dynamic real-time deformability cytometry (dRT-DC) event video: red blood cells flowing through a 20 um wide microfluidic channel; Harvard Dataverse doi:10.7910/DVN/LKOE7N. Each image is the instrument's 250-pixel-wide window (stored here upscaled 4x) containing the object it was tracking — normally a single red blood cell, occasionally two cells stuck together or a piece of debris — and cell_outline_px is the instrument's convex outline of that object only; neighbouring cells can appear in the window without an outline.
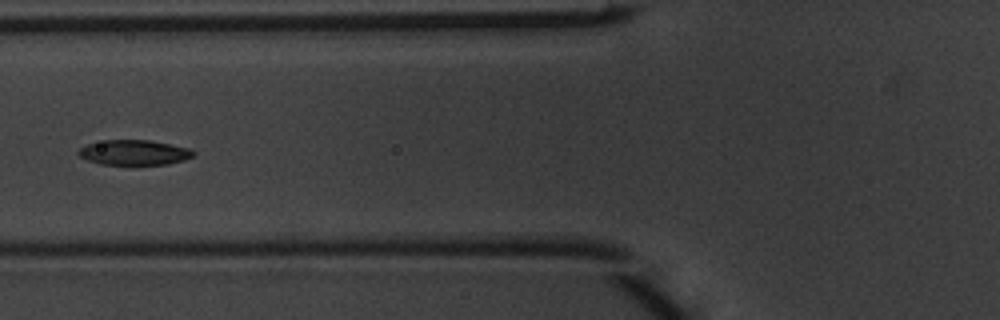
{"species": "common noctule bat (a hibernating species)", "species_latin": "Nyctalus noctula", "temperature_condition": "warm", "stored_images_in_passage": 6, "camera_frame_rate_fps": 3000, "um_per_image_px": 0.085, "animal": {"sex": "male", "body_mass_g": 20.1, "forearm_length_mm": 53.5}, "frame": {"image": 1, "passage_image": 5, "time_ms": 1.333, "image_size_px": [1000, 320], "cell_outline_px": [[196, 152], [192, 156], [184, 160], [168, 164], [136, 168], [100, 164], [88, 160], [80, 156], [76, 152], [80, 148], [88, 144], [104, 140], [148, 140], [188, 148]], "centroid_in_image_um": [11.39, 13.02], "position_along_channel_um": 114.4, "area_um2": 17.51}}
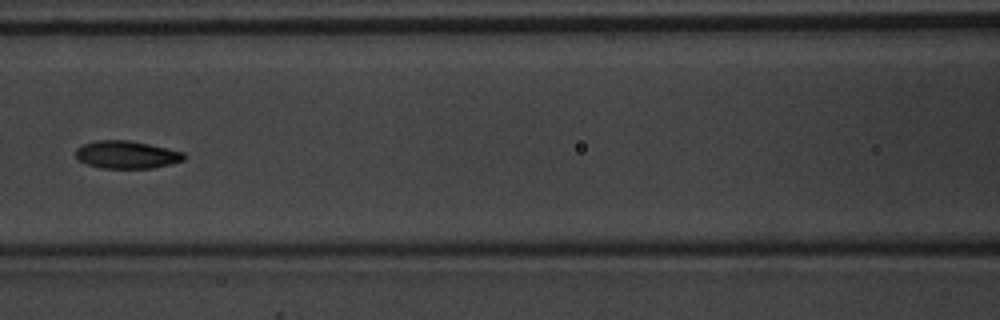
{"frame": {"image": 2, "passage_image": 6, "time_ms": 1.667, "image_size_px": [1000, 320], "cell_outline_px": [[184, 160], [152, 168], [100, 168], [88, 164], [80, 160], [76, 156], [76, 148], [84, 144], [96, 140], [128, 140], [148, 144], [184, 152]], "centroid_in_image_um": [10.74, 13.14], "position_along_channel_um": 155.9, "area_um2": 17.22}}